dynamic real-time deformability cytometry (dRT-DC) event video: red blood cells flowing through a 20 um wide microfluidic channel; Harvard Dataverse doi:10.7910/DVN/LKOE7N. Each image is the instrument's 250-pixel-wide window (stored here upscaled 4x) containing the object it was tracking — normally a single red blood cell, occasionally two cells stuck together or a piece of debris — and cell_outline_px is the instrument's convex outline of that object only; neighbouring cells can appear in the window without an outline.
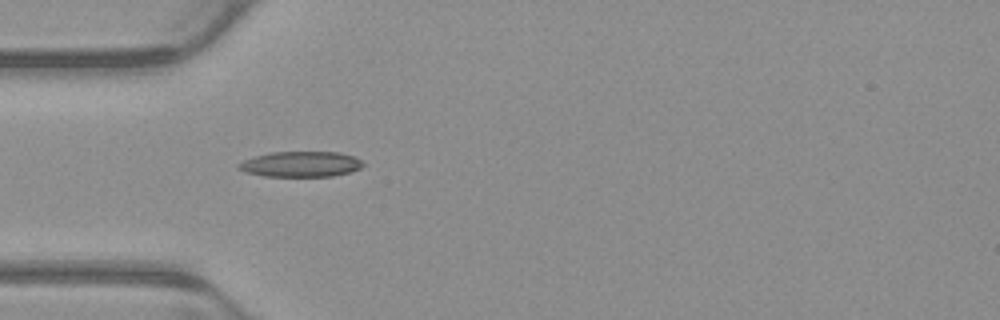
{"species": "common noctule bat (a hibernating species)", "species_latin": "Nyctalus noctula", "temperature_condition": "warm", "stored_images_in_passage": 4, "camera_frame_rate_fps": 3000, "um_per_image_px": 0.085, "animal": {"sex": "male", "body_mass_g": 23.1, "forearm_length_mm": 52.7}, "frame": {"image": 1, "passage_image": 4, "time_ms": 1.0, "image_size_px": [1000, 320], "cell_outline_px": [[364, 164], [360, 168], [352, 172], [332, 176], [264, 176], [244, 172], [236, 168], [236, 164], [244, 160], [256, 156], [272, 152], [340, 152], [352, 156], [360, 160]], "centroid_in_image_um": [25.54, 13.96], "position_along_channel_um": 59.5, "area_um2": 18.5}}